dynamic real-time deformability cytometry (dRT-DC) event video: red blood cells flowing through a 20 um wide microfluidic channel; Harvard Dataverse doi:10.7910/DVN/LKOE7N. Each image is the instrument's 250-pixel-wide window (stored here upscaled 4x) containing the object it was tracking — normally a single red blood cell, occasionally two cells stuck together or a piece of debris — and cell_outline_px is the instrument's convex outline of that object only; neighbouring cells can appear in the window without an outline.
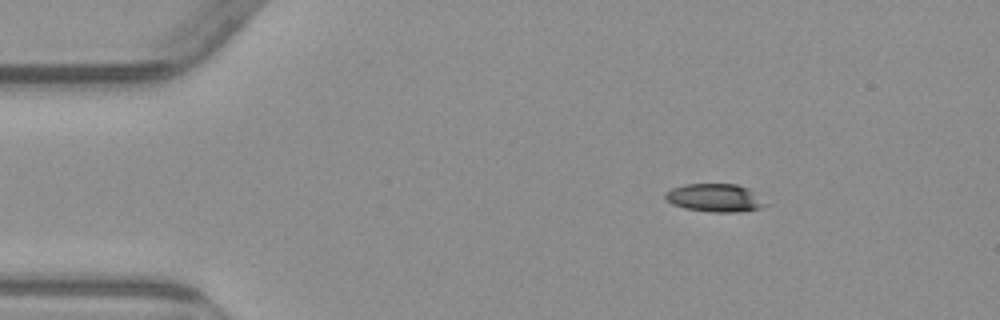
{"species": "common noctule bat (a hibernating species)", "species_latin": "Nyctalus noctula", "temperature_condition": "warm", "stored_images_in_passage": 4, "camera_frame_rate_fps": 3000, "um_per_image_px": 0.085, "animal": {"sex": "male", "body_mass_g": 23.1, "forearm_length_mm": 52.7}, "frame": {"image": 1, "passage_image": 1, "time_ms": 0.0, "image_size_px": [1000, 320], "cell_outline_px": [[768, 204], [760, 208], [736, 212], [712, 212], [684, 208], [672, 204], [664, 196], [672, 188], [684, 184], [736, 184], [748, 188]], "centroid_in_image_um": [60.76, 16.81], "position_along_channel_um": 24.2, "area_um2": 16.18}}
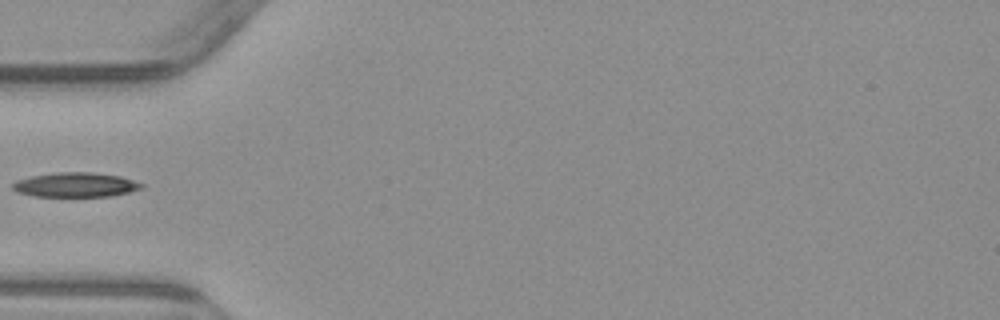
{"frame": {"image": 2, "passage_image": 4, "time_ms": 3.333, "image_size_px": [1000, 320], "cell_outline_px": [[144, 184], [140, 188], [128, 192], [108, 196], [36, 196], [16, 192], [12, 188], [12, 184], [16, 180], [32, 176], [56, 172], [92, 172], [120, 176]], "centroid_in_image_um": [6.38, 15.7], "position_along_channel_um": 78.6, "area_um2": 18.21}}